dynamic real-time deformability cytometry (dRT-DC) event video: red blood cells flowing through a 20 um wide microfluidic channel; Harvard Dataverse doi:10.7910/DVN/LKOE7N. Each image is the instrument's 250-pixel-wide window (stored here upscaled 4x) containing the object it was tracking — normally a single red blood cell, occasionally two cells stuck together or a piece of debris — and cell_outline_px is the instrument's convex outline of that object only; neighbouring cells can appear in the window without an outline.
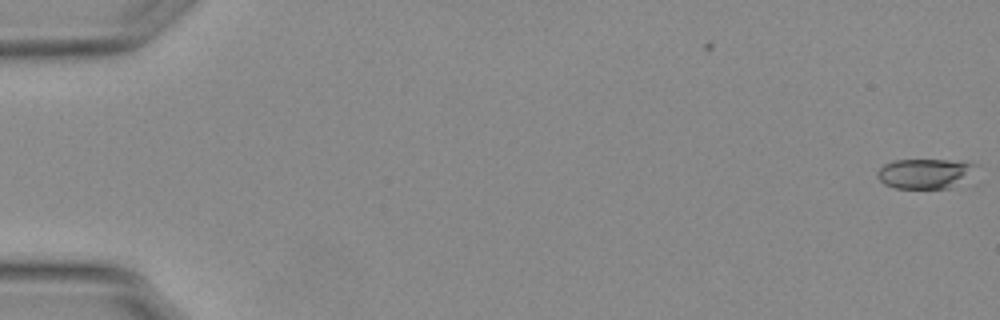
{"species": "Egyptian fruit bat (a non-hibernating species)", "species_latin": "Rousettus aegyptiacus", "temperature_condition": "warm", "stored_images_in_passage": 56, "camera_frame_rate_fps": 3000, "um_per_image_px": 0.085, "animal": {"sex": "female"}, "frame": {"image": 1, "passage_image": 1, "time_ms": 0.0, "image_size_px": [1000, 320], "cell_outline_px": [[980, 164], [948, 188], [896, 188], [884, 184], [876, 176], [876, 172], [884, 164], [892, 160], [948, 160]], "centroid_in_image_um": [78.49, 14.73], "position_along_channel_um": 6.5, "area_um2": 16.59}}
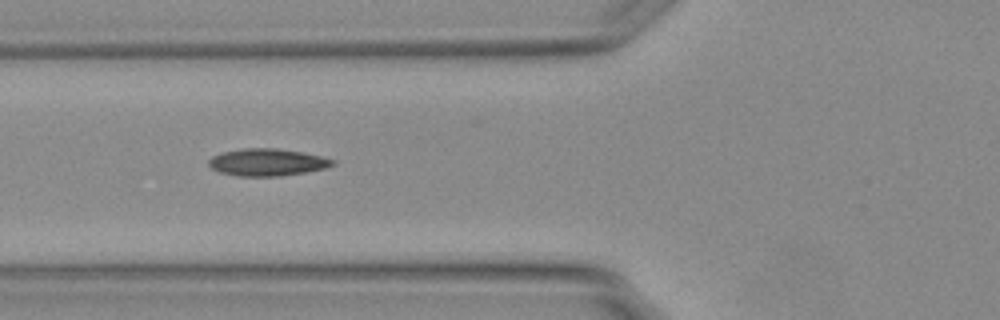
{"frame": {"image": 2, "passage_image": 22, "time_ms": 7.0, "image_size_px": [1000, 320], "cell_outline_px": [[336, 164], [324, 168], [304, 172], [280, 176], [236, 176], [220, 172], [212, 168], [208, 164], [208, 160], [212, 156], [224, 152], [244, 148], [276, 148], [300, 152], [320, 156], [336, 160]], "centroid_in_image_um": [22.7, 13.79], "position_along_channel_um": 103.1, "area_um2": 19.48}}
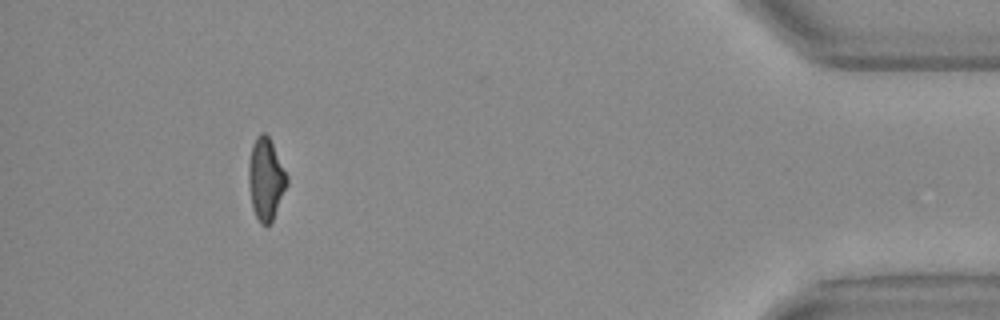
{"frame": {"image": 3, "passage_image": 51, "time_ms": 16.667, "image_size_px": [1000, 320], "cell_outline_px": [[288, 184], [272, 220], [268, 224], [260, 224], [252, 208], [248, 180], [248, 168], [252, 144], [256, 136], [260, 132], [264, 132], [268, 136], [288, 176]], "centroid_in_image_um": [22.58, 15.2], "position_along_channel_um": 412.6, "area_um2": 18.15}, "authors_computed_cell_mechanics": {"area_um2": 18.2937, "velocity_mm_per_s": 3.8001, "shape_relaxation_time_tau1_ms": null, "shape_relaxation_time_tau2_ms": 2.0785, "deformation_change_tau1": null, "deformation_change_tau2": 0.09}}